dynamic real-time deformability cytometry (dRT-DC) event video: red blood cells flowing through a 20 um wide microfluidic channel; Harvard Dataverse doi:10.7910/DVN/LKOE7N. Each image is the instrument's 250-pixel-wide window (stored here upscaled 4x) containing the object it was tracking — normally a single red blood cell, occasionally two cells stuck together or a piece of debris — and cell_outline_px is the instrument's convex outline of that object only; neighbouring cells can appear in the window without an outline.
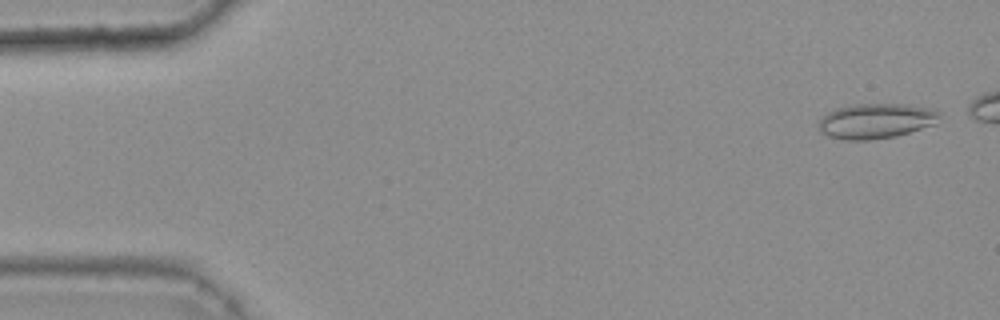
{"species": "common noctule bat (a hibernating species)", "species_latin": "Nyctalus noctula", "temperature_condition": "warm", "stored_images_in_passage": 48, "camera_frame_rate_fps": 3000, "um_per_image_px": 0.085, "animal": {"sex": "female", "body_mass_g": 25.1}, "frame": {"image": 1, "passage_image": 2, "time_ms": 0.333, "image_size_px": [1000, 320], "cell_outline_px": [[940, 116], [936, 124], [896, 136], [872, 140], [844, 140], [828, 136], [820, 132], [816, 124], [828, 112], [836, 108], [856, 104], [904, 104], [936, 108], [940, 112]], "centroid_in_image_um": [74.47, 10.28], "position_along_channel_um": 10.5, "area_um2": 25.03}}
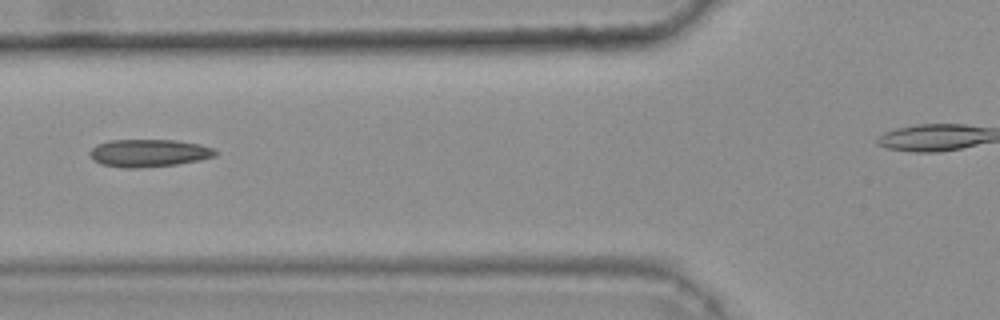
{"frame": {"image": 2, "passage_image": 20, "time_ms": 6.333, "image_size_px": [1000, 320], "cell_outline_px": [[216, 156], [200, 160], [176, 164], [140, 168], [124, 168], [100, 164], [92, 160], [88, 156], [88, 152], [96, 144], [108, 140], [176, 140], [200, 144], [216, 148]], "centroid_in_image_um": [12.61, 13.01], "position_along_channel_um": 113.2, "area_um2": 20.52}}
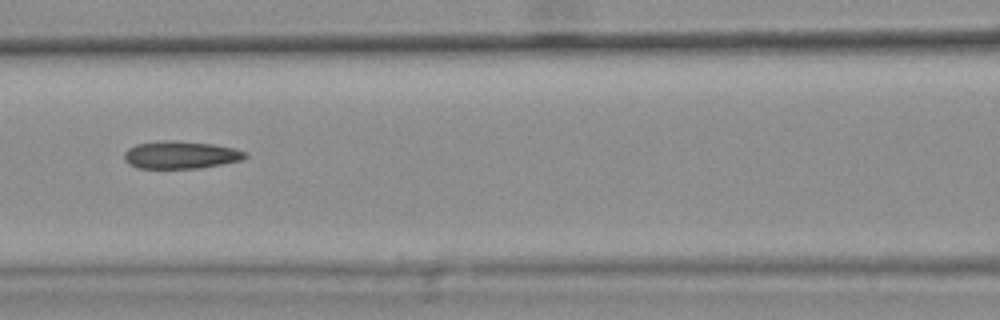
{"frame": {"image": 3, "passage_image": 23, "time_ms": 7.333, "image_size_px": [1000, 320], "cell_outline_px": [[248, 156], [244, 160], [200, 168], [136, 168], [128, 164], [124, 160], [124, 152], [128, 148], [136, 144], [164, 140], [172, 140], [212, 144], [232, 148], [248, 152]], "centroid_in_image_um": [15.35, 13.17], "position_along_channel_um": 151.2, "area_um2": 19.59}, "authors_computed_cell_mechanics": {"area_um2": 19.4786, "velocity_mm_per_s": 3.7989, "shape_relaxation_time_tau1_ms": null, "shape_relaxation_time_tau2_ms": 6.9445, "deformation_change_tau1": null, "deformation_change_tau2": 0.158}}